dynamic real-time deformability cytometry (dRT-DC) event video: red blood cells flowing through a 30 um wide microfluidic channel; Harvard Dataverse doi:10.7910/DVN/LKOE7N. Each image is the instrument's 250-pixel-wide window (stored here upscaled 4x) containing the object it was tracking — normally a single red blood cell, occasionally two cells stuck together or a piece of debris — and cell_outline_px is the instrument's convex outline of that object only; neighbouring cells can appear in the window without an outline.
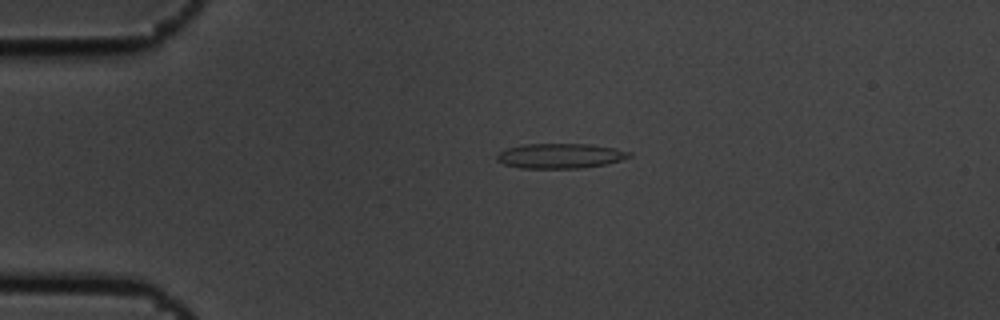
{"species": "common noctule bat (a hibernating species)", "species_latin": "Nyctalus noctula", "temperature_condition": "cold", "stored_images_in_passage": 6, "camera_frame_rate_fps": 3000, "um_per_image_px": 0.085, "animal": {"sex": "male", "body_mass_g": 19.5, "forearm_length_mm": 54.6}, "frame": {"image": 1, "passage_image": 6, "time_ms": 1.667, "image_size_px": [1000, 320], "cell_outline_px": [[632, 156], [620, 160], [604, 164], [580, 168], [520, 168], [504, 164], [496, 160], [496, 156], [500, 152], [508, 148], [524, 144], [592, 144], [616, 148], [632, 152]], "centroid_in_image_um": [47.63, 13.24], "position_along_channel_um": 37.4, "area_um2": 19.19}}